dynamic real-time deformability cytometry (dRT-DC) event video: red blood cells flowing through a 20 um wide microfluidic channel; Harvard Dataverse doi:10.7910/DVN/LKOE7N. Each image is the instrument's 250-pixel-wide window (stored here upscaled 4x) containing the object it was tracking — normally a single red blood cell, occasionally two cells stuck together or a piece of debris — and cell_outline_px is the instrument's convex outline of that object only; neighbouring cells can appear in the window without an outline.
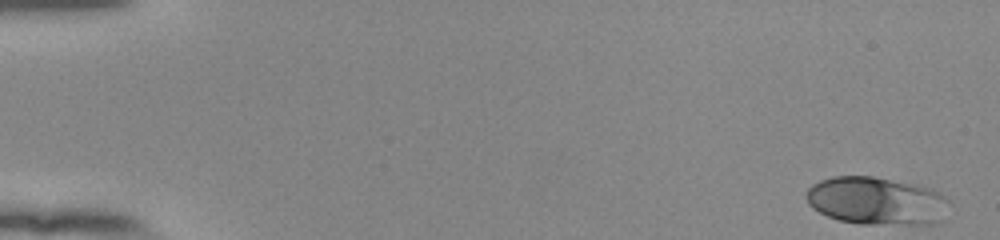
{"species": "human", "species_latin": "Homo sapiens", "temperature_condition": "room temperature", "stored_images_in_passage": 53, "camera_frame_rate_fps": 3000, "um_per_image_px": 0.085, "donor": {"sex": "female"}, "frame": {"image": 1, "passage_image": 1, "time_ms": 0.0, "image_size_px": [1000, 240], "cell_outline_px": [[948, 200], [940, 224], [860, 224], [840, 220], [828, 216], [812, 208], [808, 204], [804, 196], [804, 192], [812, 184], [820, 180], [832, 176], [872, 176], [916, 184], [928, 188], [944, 196]], "centroid_in_image_um": [74.44, 17.08], "position_along_channel_um": 10.6, "area_um2": 40.0}}
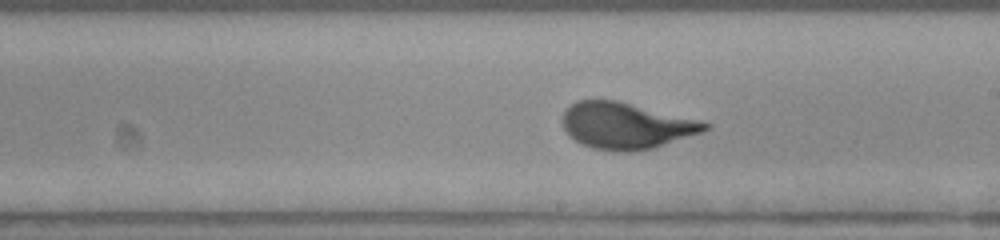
{"frame": {"image": 2, "passage_image": 31, "time_ms": 10.0, "image_size_px": [1000, 240], "cell_outline_px": [[712, 124], [708, 128], [700, 132], [652, 148], [632, 152], [620, 152], [592, 148], [568, 136], [560, 120], [564, 112], [576, 100], [616, 100]], "centroid_in_image_um": [53.13, 10.69], "position_along_channel_um": 235.9, "area_um2": 37.8}}
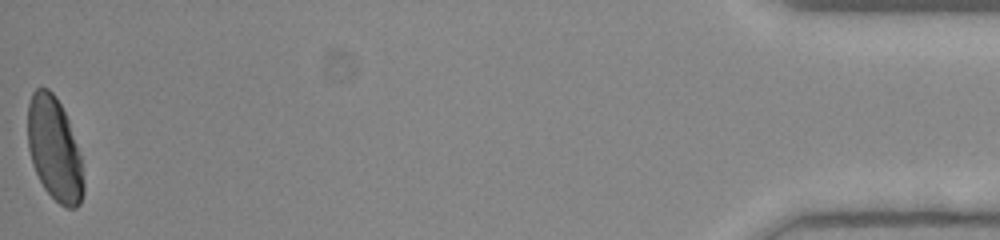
{"frame": {"image": 3, "passage_image": 53, "time_ms": 17.333, "image_size_px": [1000, 240], "cell_outline_px": [[84, 192], [80, 204], [76, 208], [68, 208], [60, 204], [44, 188], [32, 164], [28, 148], [28, 104], [32, 92], [36, 88], [48, 88], [56, 96], [68, 120], [80, 156], [84, 180]], "centroid_in_image_um": [4.62, 12.68], "position_along_channel_um": 430.6, "area_um2": 33.47}, "authors_computed_cell_mechanics": {"area_um2": 37.8012, "velocity_mm_per_s": 3.8656, "shape_relaxation_time_tau1_ms": 4.5294, "shape_relaxation_time_tau2_ms": null, "deformation_change_tau1": 0.1815, "deformation_change_tau2": null}}